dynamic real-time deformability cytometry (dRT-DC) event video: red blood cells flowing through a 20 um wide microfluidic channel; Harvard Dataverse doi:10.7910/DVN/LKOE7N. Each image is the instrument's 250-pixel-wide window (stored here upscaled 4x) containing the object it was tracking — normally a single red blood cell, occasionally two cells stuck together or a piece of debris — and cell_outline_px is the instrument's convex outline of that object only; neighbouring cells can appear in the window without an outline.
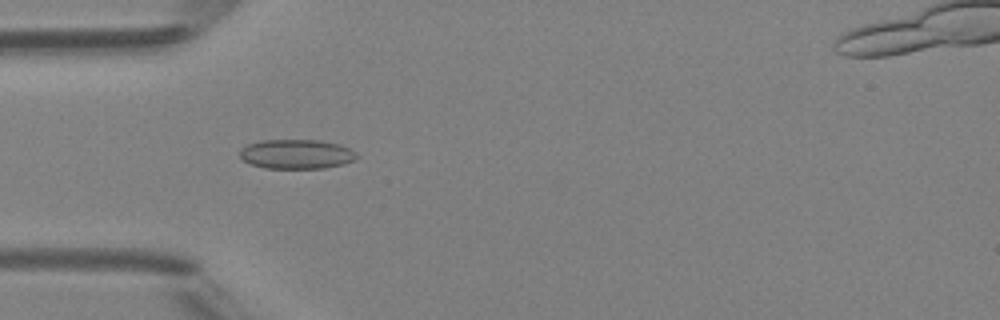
{"species": "Egyptian fruit bat (a non-hibernating species)", "species_latin": "Rousettus aegyptiacus", "temperature_condition": "room temperature", "stored_images_in_passage": 5, "camera_frame_rate_fps": 3000, "um_per_image_px": 0.085, "animal": {"sex": "female"}, "frame": {"image": 1, "passage_image": 4, "time_ms": 3.333, "image_size_px": [1000, 320], "cell_outline_px": [[360, 156], [356, 160], [344, 164], [324, 168], [264, 168], [252, 164], [244, 160], [240, 156], [240, 148], [248, 144], [260, 140], [320, 140], [340, 144], [356, 152]], "centroid_in_image_um": [25.24, 13.09], "position_along_channel_um": 59.8, "area_um2": 20.23}}
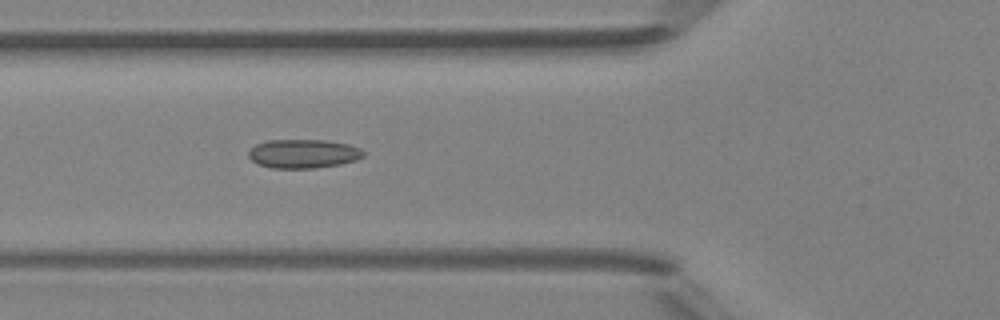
{"frame": {"image": 2, "passage_image": 5, "time_ms": 4.333, "image_size_px": [1000, 320], "cell_outline_px": [[364, 156], [356, 160], [340, 164], [316, 168], [272, 168], [260, 164], [252, 160], [248, 156], [248, 152], [256, 144], [268, 140], [324, 140], [348, 144], [360, 148], [364, 152]], "centroid_in_image_um": [25.79, 13.06], "position_along_channel_um": 100.0, "area_um2": 19.25}}